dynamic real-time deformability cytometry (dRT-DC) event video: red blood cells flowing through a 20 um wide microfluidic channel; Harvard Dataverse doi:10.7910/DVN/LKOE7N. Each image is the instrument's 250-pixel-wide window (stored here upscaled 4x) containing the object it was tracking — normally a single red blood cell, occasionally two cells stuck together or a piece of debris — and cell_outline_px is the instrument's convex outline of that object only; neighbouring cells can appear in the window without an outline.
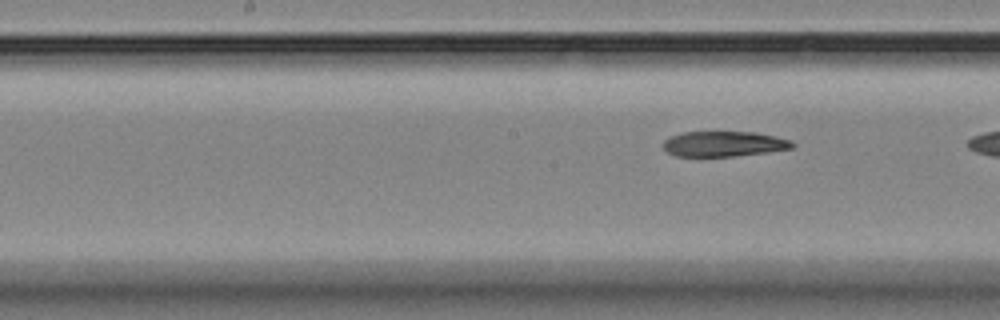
{"species": "Egyptian fruit bat (a non-hibernating species)", "species_latin": "Rousettus aegyptiacus", "temperature_condition": "room temperature", "stored_images_in_passage": 10, "segment_of_instrument_passage": [2, 2], "camera_frame_rate_fps": 3000, "um_per_image_px": 0.085, "animal": {"sex": "female"}, "frame": {"image": 1, "passage_image": 10, "time_ms": 13.0, "image_size_px": [1000, 320], "cell_outline_px": [[796, 144], [792, 148], [768, 152], [732, 156], [676, 156], [668, 152], [664, 148], [664, 140], [668, 136], [680, 132], [756, 132], [776, 136], [792, 140]], "centroid_in_image_um": [61.54, 12.22], "position_along_channel_um": 186.7, "area_um2": 19.13}}